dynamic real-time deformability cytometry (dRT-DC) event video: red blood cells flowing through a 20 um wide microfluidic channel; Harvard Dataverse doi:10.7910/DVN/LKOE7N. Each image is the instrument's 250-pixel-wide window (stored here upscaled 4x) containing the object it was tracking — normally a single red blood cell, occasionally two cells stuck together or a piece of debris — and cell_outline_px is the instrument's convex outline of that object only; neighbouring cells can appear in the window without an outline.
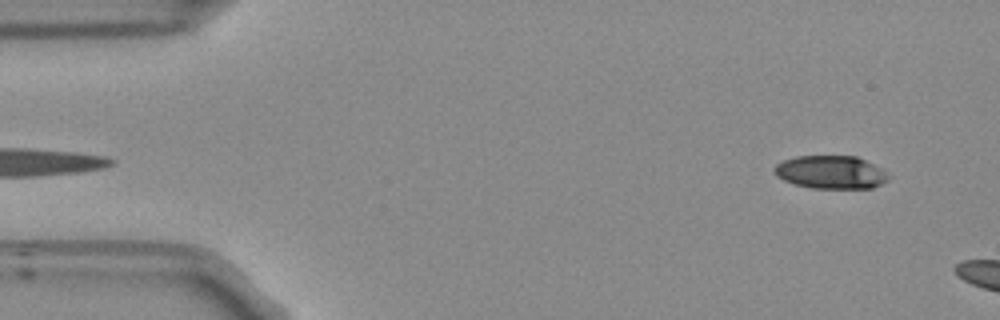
{"species": "Egyptian fruit bat (a non-hibernating species)", "species_latin": "Rousettus aegyptiacus", "temperature_condition": "room temperature", "stored_images_in_passage": 7, "camera_frame_rate_fps": 3000, "um_per_image_px": 0.085, "frame": {"image": 1, "passage_image": 2, "time_ms": 0.333, "image_size_px": [1000, 320], "cell_outline_px": [[892, 176], [888, 180], [872, 188], [812, 188], [792, 184], [776, 176], [772, 172], [772, 168], [776, 164], [784, 160], [796, 156], [856, 156], [888, 172]], "centroid_in_image_um": [70.59, 14.64], "position_along_channel_um": 14.4, "area_um2": 22.2}}